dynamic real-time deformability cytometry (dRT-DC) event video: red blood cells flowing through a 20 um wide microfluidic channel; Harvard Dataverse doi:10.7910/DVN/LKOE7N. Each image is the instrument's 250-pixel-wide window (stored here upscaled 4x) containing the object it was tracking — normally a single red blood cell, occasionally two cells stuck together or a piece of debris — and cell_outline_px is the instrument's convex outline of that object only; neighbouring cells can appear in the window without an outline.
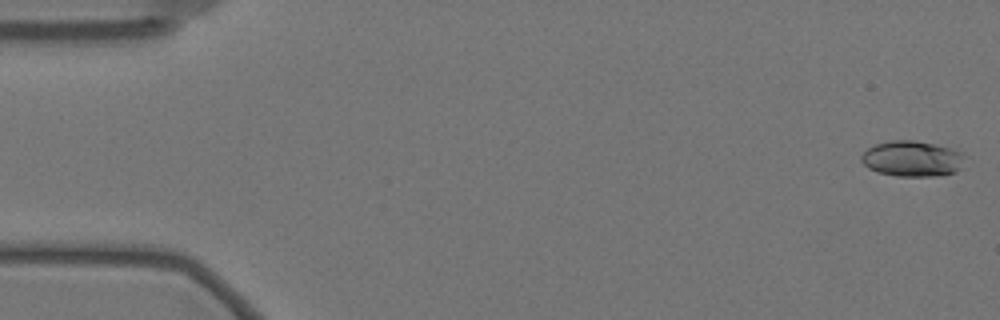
{"species": "Egyptian fruit bat (a non-hibernating species)", "species_latin": "Rousettus aegyptiacus", "temperature_condition": "warm", "stored_images_in_passage": 51, "camera_frame_rate_fps": 3000, "um_per_image_px": 0.085, "animal": {"sex": "female"}, "frame": {"image": 1, "passage_image": 1, "time_ms": 0.0, "image_size_px": [1000, 320], "cell_outline_px": [[960, 156], [956, 172], [936, 176], [896, 176], [876, 172], [868, 168], [860, 160], [860, 156], [868, 148], [876, 144], [892, 140], [912, 140], [932, 144], [948, 148], [960, 152]], "centroid_in_image_um": [77.4, 13.5], "position_along_channel_um": 7.6, "area_um2": 20.92}}
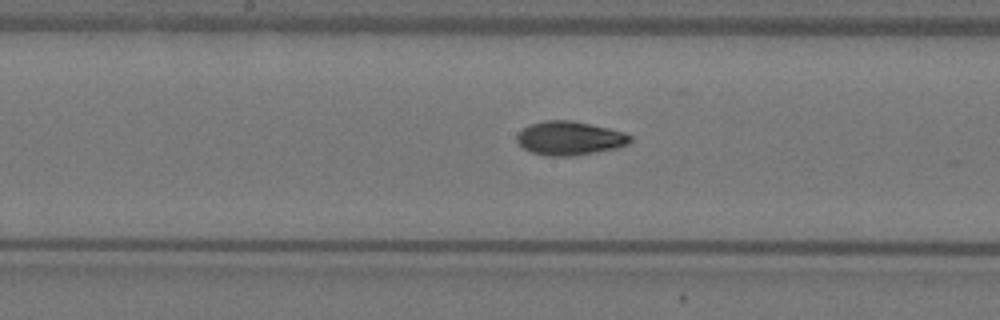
{"frame": {"image": 2, "passage_image": 29, "time_ms": 9.333, "image_size_px": [1000, 320], "cell_outline_px": [[632, 140], [628, 144], [616, 148], [572, 156], [544, 156], [532, 152], [524, 148], [516, 140], [516, 136], [528, 124], [544, 120], [572, 120], [608, 128], [624, 132], [632, 136]], "centroid_in_image_um": [48.41, 11.74], "position_along_channel_um": 199.8, "area_um2": 22.31}}
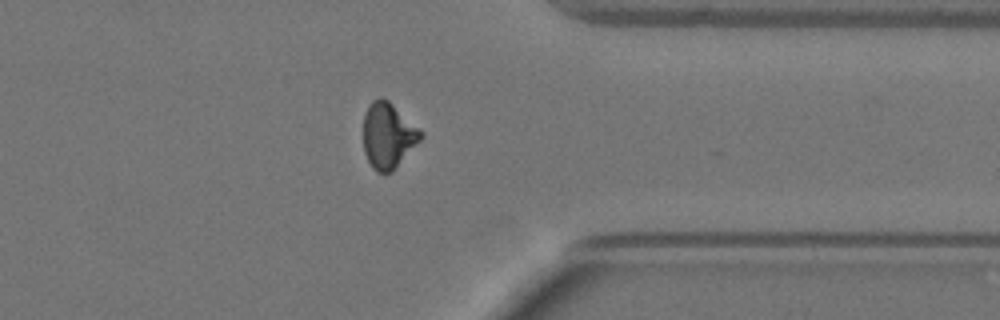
{"frame": {"image": 3, "passage_image": 45, "time_ms": 14.667, "image_size_px": [1000, 320], "cell_outline_px": [[424, 136], [392, 172], [384, 176], [376, 172], [372, 168], [364, 152], [364, 112], [368, 104], [372, 100], [380, 96], [388, 100], [424, 132]], "centroid_in_image_um": [32.98, 11.53], "position_along_channel_um": 378.4, "area_um2": 22.31}, "authors_computed_cell_mechanics": {"area_um2": 21.675, "velocity_mm_per_s": 3.5147, "shape_relaxation_time_tau1_ms": 5.5193, "shape_relaxation_time_tau2_ms": 2.6017, "deformation_change_tau1": 0.1681, "deformation_change_tau2": 0.0653}}